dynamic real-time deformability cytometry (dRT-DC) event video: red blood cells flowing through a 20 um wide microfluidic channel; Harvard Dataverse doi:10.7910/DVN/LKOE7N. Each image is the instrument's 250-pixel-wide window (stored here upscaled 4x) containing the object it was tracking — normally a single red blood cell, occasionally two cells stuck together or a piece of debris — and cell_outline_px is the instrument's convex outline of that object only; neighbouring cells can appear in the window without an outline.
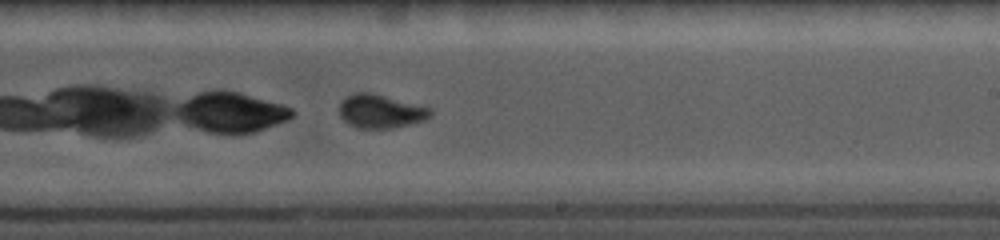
{"species": "common noctule bat (a hibernating species)", "species_latin": "Nyctalus noctula", "temperature_condition": "cold", "stored_images_in_passage": 23, "camera_frame_rate_fps": 5000, "um_per_image_px": 0.085, "animal": {"sex": "female", "body_mass_g": 19.0, "forearm_length_mm": 56.7}, "frame": {"image": 1, "passage_image": 11, "time_ms": 4.4, "image_size_px": [1000, 240], "cell_outline_px": [[432, 116], [424, 120], [396, 128], [360, 128], [348, 124], [340, 116], [340, 100], [356, 92], [368, 92], [432, 108]], "centroid_in_image_um": [32.36, 9.47], "position_along_channel_um": 256.6, "area_um2": 17.74}}
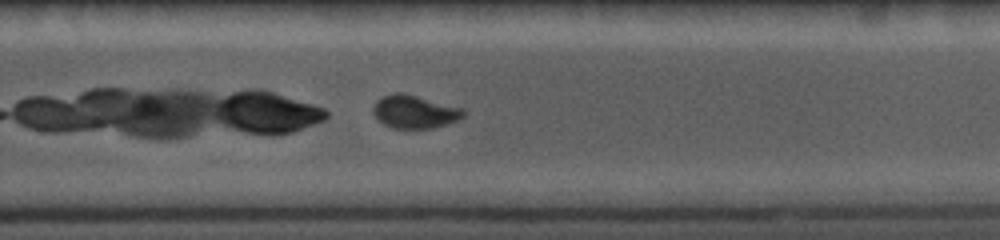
{"frame": {"image": 2, "passage_image": 14, "time_ms": 5.4, "image_size_px": [1000, 240], "cell_outline_px": [[464, 116], [456, 120], [432, 128], [392, 128], [376, 120], [372, 112], [372, 108], [376, 100], [384, 96], [396, 92], [400, 92], [464, 108]], "centroid_in_image_um": [35.18, 9.5], "position_along_channel_um": 294.6, "area_um2": 17.28}}